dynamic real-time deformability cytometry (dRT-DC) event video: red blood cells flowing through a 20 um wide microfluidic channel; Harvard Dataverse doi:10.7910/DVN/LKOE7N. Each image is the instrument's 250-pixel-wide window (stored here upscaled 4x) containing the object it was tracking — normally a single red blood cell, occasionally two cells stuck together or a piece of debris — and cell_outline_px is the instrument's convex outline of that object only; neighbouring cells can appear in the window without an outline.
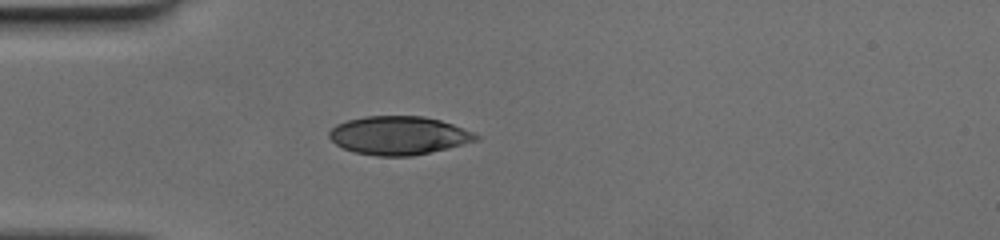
{"species": "human", "species_latin": "Homo sapiens", "temperature_condition": "cold", "stored_images_in_passage": 37, "camera_frame_rate_fps": 3000, "um_per_image_px": 0.085, "donor": {"sex": "female"}, "frame": {"image": 1, "passage_image": 8, "time_ms": 2.333, "image_size_px": [1000, 240], "cell_outline_px": [[480, 136], [476, 140], [448, 148], [412, 156], [376, 156], [356, 152], [344, 148], [336, 144], [328, 136], [328, 132], [336, 124], [348, 120], [364, 116], [424, 116], [440, 120], [452, 124], [472, 132]], "centroid_in_image_um": [33.86, 11.51], "position_along_channel_um": 51.1, "area_um2": 32.66}}
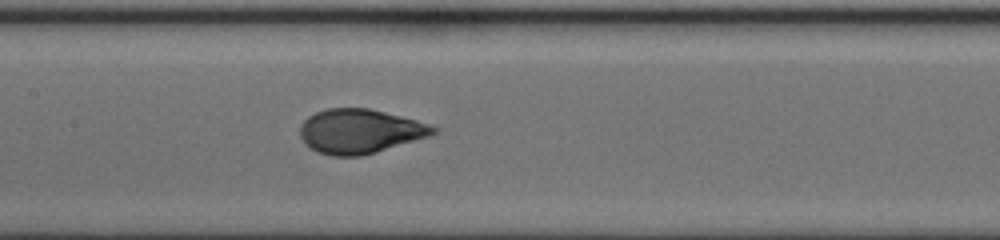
{"frame": {"image": 2, "passage_image": 18, "time_ms": 5.667, "image_size_px": [1000, 240], "cell_outline_px": [[440, 132], [428, 136], [376, 152], [360, 156], [332, 156], [316, 152], [300, 136], [300, 124], [308, 116], [324, 108], [368, 108], [416, 120], [440, 128]], "centroid_in_image_um": [30.59, 11.15], "position_along_channel_um": 176.8, "area_um2": 34.28}}
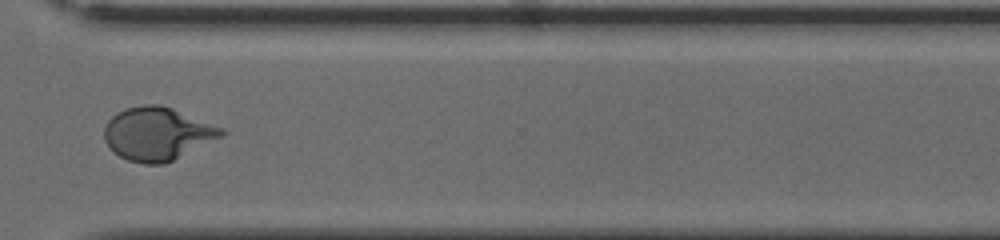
{"frame": {"image": 3, "passage_image": 31, "time_ms": 10.0, "image_size_px": [1000, 240], "cell_outline_px": [[224, 136], [164, 164], [144, 164], [128, 160], [120, 156], [104, 140], [104, 128], [108, 120], [116, 112], [124, 108], [144, 104], [160, 104], [172, 108], [224, 128]], "centroid_in_image_um": [13.38, 11.35], "position_along_channel_um": 357.2, "area_um2": 36.18}}